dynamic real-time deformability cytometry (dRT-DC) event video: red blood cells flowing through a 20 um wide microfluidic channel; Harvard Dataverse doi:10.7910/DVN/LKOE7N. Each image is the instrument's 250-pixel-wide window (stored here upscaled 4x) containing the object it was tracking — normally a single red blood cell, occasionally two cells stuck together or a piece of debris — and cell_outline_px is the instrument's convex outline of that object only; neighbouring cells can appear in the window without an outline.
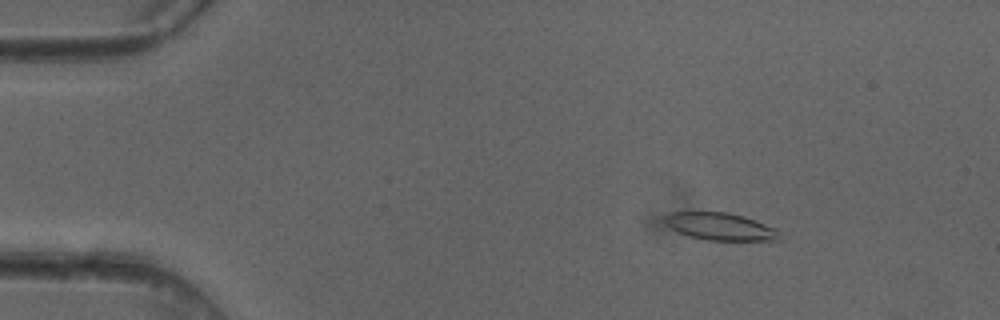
{"species": "common noctule bat (a hibernating species)", "species_latin": "Nyctalus noctula", "temperature_condition": "cold", "stored_images_in_passage": 50, "camera_frame_rate_fps": 3000, "um_per_image_px": 0.085, "animal": {"sex": "female"}, "frame": {"image": 1, "passage_image": 7, "time_ms": 2.0, "image_size_px": [1000, 320], "cell_outline_px": [[780, 240], [708, 240], [688, 236], [672, 228], [664, 220], [664, 216], [668, 212], [728, 212], [744, 216], [776, 228], [780, 232]], "centroid_in_image_um": [61.24, 19.25], "position_along_channel_um": 23.8, "area_um2": 18.21}}
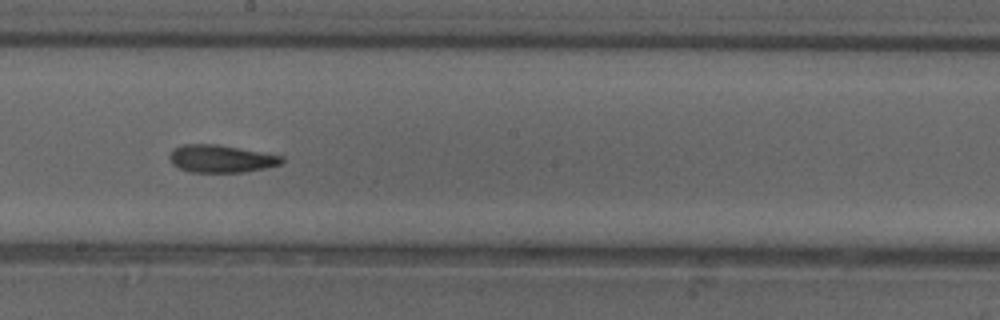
{"frame": {"image": 2, "passage_image": 28, "time_ms": 9.0, "image_size_px": [1000, 320], "cell_outline_px": [[284, 160], [280, 164], [264, 168], [244, 172], [188, 172], [172, 164], [168, 160], [168, 156], [172, 148], [180, 144], [216, 144], [284, 156]], "centroid_in_image_um": [18.72, 13.48], "position_along_channel_um": 229.5, "area_um2": 18.15}}
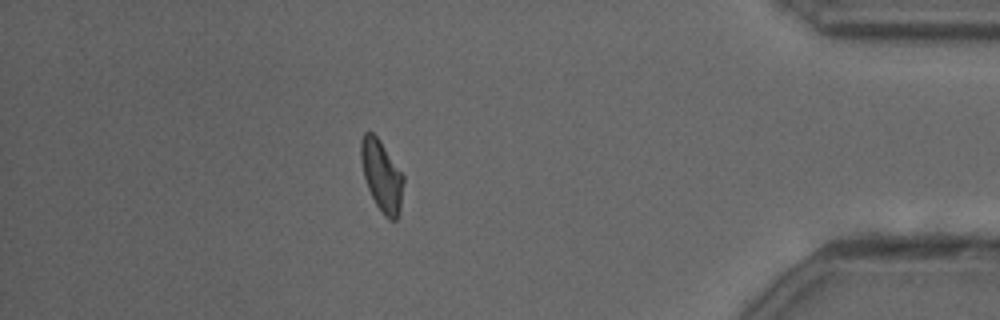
{"frame": {"image": 3, "passage_image": 44, "time_ms": 14.333, "image_size_px": [1000, 320], "cell_outline_px": [[404, 180], [400, 212], [396, 220], [388, 220], [384, 216], [376, 204], [368, 188], [364, 176], [360, 160], [360, 140], [364, 132], [372, 132], [380, 140], [404, 176]], "centroid_in_image_um": [32.44, 14.94], "position_along_channel_um": 402.8, "area_um2": 17.69}, "authors_computed_cell_mechanics": {"area_um2": 18.1781, "velocity_mm_per_s": 4.0748, "shape_relaxation_time_tau1_ms": null, "shape_relaxation_time_tau2_ms": 3.6085, "deformation_change_tau1": null, "deformation_change_tau2": 0.1027}}